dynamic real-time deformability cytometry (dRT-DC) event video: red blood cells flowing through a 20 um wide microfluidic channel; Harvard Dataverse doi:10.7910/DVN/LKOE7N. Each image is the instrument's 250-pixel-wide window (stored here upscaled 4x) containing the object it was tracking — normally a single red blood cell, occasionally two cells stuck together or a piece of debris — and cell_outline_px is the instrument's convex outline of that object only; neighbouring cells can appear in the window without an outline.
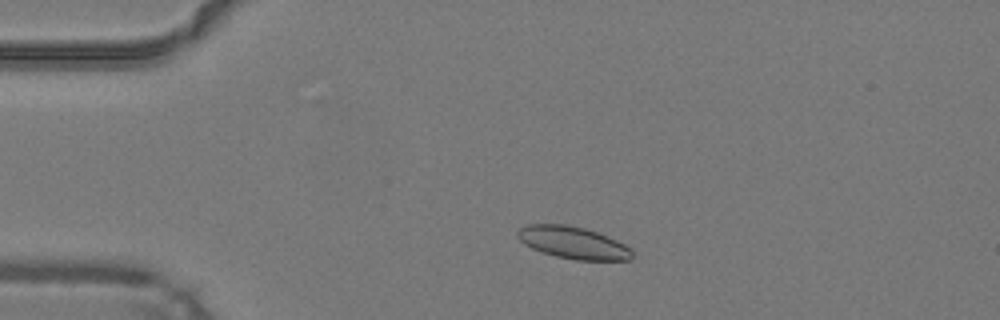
{"species": "common noctule bat (a hibernating species)", "species_latin": "Nyctalus noctula", "temperature_condition": "warm", "stored_images_in_passage": 41, "camera_frame_rate_fps": 3000, "um_per_image_px": 0.085, "animal": {"sex": "male", "body_mass_g": 19.2, "forearm_length_mm": 51.8}, "frame": {"image": 1, "passage_image": 3, "time_ms": 0.667, "image_size_px": [1000, 320], "cell_outline_px": [[632, 260], [576, 260], [556, 256], [532, 248], [524, 244], [516, 236], [516, 232], [520, 228], [528, 224], [564, 224], [584, 228], [596, 232], [616, 240], [632, 248]], "centroid_in_image_um": [48.71, 20.63], "position_along_channel_um": 36.3, "area_um2": 21.39}}
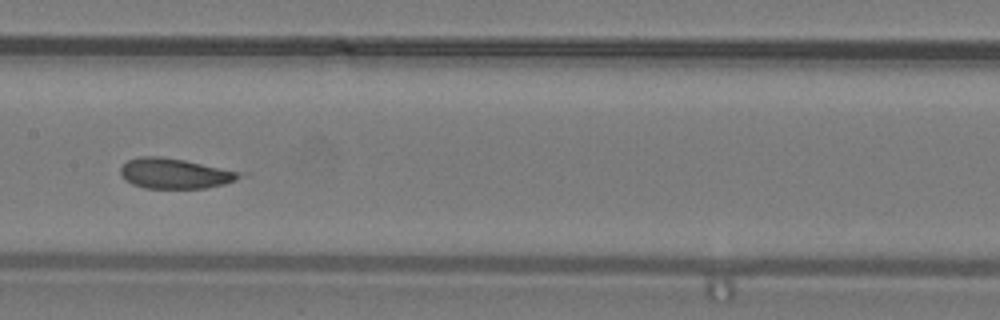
{"frame": {"image": 2, "passage_image": 17, "time_ms": 5.333, "image_size_px": [1000, 320], "cell_outline_px": [[248, 172], [236, 180], [224, 184], [204, 188], [144, 188], [132, 184], [124, 180], [120, 172], [120, 168], [128, 160], [140, 156], [160, 156], [184, 160]], "centroid_in_image_um": [14.91, 14.74], "position_along_channel_um": 192.5, "area_um2": 21.27}}
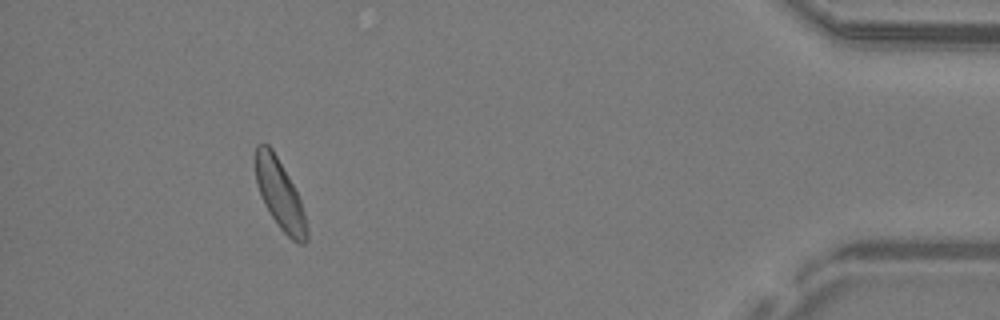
{"frame": {"image": 3, "passage_image": 37, "time_ms": 12.0, "image_size_px": [1000, 320], "cell_outline_px": [[308, 240], [304, 244], [296, 244], [280, 228], [268, 212], [264, 204], [256, 184], [256, 144], [268, 144], [272, 148], [292, 184], [300, 200], [304, 212], [308, 228]], "centroid_in_image_um": [23.8, 16.59], "position_along_channel_um": 411.4, "area_um2": 20.58}, "authors_computed_cell_mechanics": {"area_um2": 21.386, "velocity_mm_per_s": 4.2206, "shape_relaxation_time_tau1_ms": null, "shape_relaxation_time_tau2_ms": 1.4239, "deformation_change_tau1": null, "deformation_change_tau2": 0.0836}}